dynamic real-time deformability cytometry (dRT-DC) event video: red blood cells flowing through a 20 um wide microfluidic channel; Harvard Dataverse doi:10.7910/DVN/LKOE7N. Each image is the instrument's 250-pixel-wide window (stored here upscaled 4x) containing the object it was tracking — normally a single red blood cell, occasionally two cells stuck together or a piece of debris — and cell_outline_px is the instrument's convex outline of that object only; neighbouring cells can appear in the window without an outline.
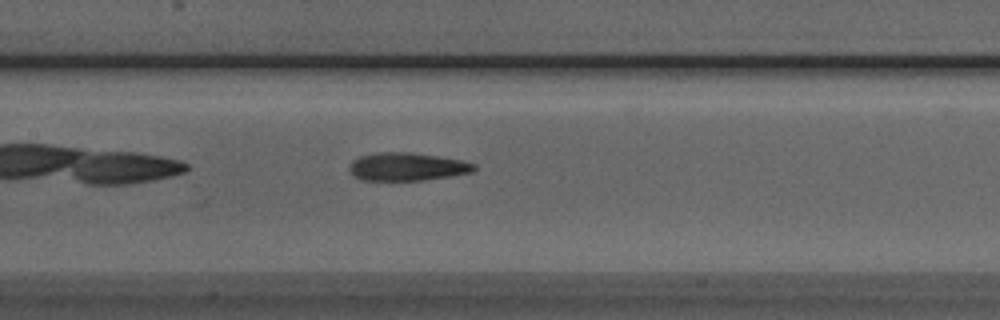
{"species": "Egyptian fruit bat (a non-hibernating species)", "species_latin": "Rousettus aegyptiacus", "temperature_condition": "room temperature", "stored_images_in_passage": 38, "camera_frame_rate_fps": 3000, "um_per_image_px": 0.085, "animal": {"sex": "male"}, "frame": {"image": 1, "passage_image": 10, "time_ms": 3.0, "image_size_px": [1000, 320], "cell_outline_px": [[476, 168], [472, 172], [452, 176], [424, 180], [360, 180], [352, 176], [348, 168], [348, 164], [352, 160], [360, 156], [376, 152], [412, 152], [464, 160], [476, 164]], "centroid_in_image_um": [34.58, 14.16], "position_along_channel_um": 172.8, "area_um2": 20.75}}
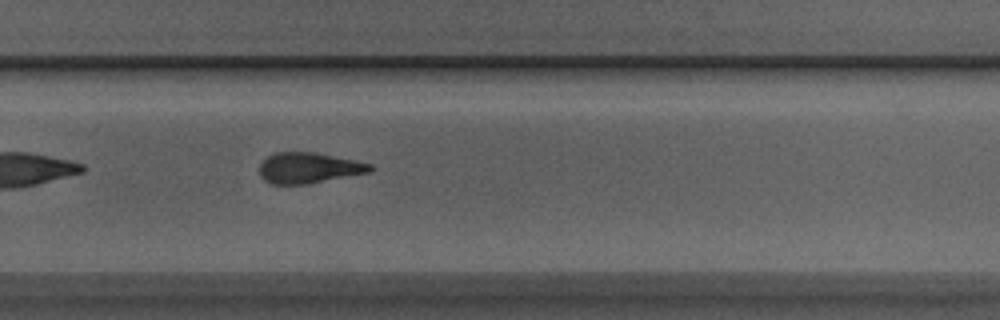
{"frame": {"image": 2, "passage_image": 20, "time_ms": 6.333, "image_size_px": [1000, 320], "cell_outline_px": [[372, 172], [308, 184], [272, 184], [264, 180], [260, 176], [260, 164], [272, 152], [316, 152], [356, 160], [372, 164]], "centroid_in_image_um": [26.26, 14.27], "position_along_channel_um": 303.5, "area_um2": 20.0}}
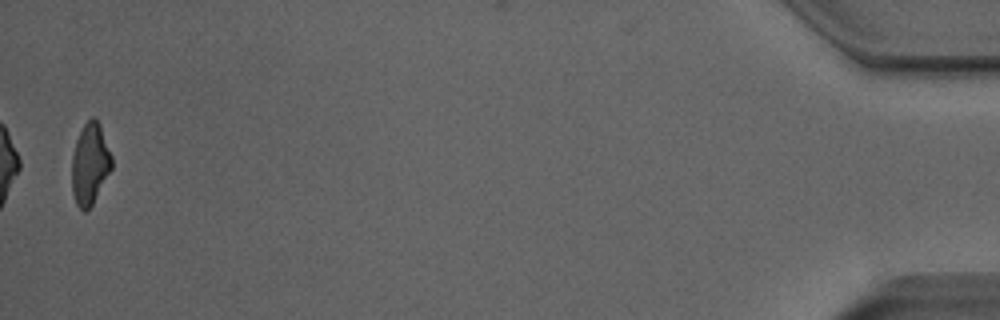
{"frame": {"image": 3, "passage_image": 37, "time_ms": 12.0, "image_size_px": [1000, 320], "cell_outline_px": [[112, 168], [92, 204], [84, 212], [76, 204], [72, 192], [72, 156], [76, 140], [84, 124], [92, 116], [96, 116], [100, 124], [112, 156]], "centroid_in_image_um": [7.65, 13.9], "position_along_channel_um": 427.6, "area_um2": 18.84}, "authors_computed_cell_mechanics": {"area_um2": 20.0566, "velocity_mm_per_s": 3.9402, "shape_relaxation_time_tau1_ms": 5.6882, "shape_relaxation_time_tau2_ms": 1.7075, "deformation_change_tau1": 0.2124, "deformation_change_tau2": 0.1165}}